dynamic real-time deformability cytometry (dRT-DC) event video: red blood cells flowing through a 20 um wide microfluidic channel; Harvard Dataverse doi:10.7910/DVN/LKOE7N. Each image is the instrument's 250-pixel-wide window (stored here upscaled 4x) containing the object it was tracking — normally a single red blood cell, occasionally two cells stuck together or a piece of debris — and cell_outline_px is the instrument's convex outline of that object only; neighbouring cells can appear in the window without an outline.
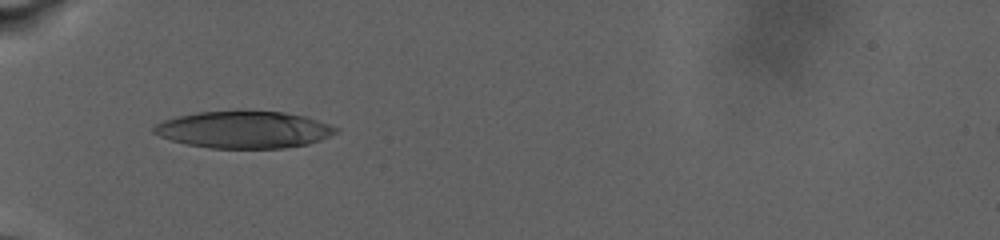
{"species": "human", "species_latin": "Homo sapiens", "temperature_condition": "warm", "stored_images_in_passage": 35, "camera_frame_rate_fps": 3000, "um_per_image_px": 0.085, "donor": {"sex": "male"}, "frame": {"image": 1, "passage_image": 1, "time_ms": 0.0, "image_size_px": [1000, 240], "cell_outline_px": [[340, 128], [336, 132], [320, 140], [308, 144], [284, 148], [208, 148], [188, 144], [172, 140], [160, 136], [152, 132], [152, 128], [156, 124], [164, 120], [176, 116], [196, 112], [240, 108], [284, 112], [304, 116]], "centroid_in_image_um": [20.7, 10.98], "position_along_channel_um": 64.3, "area_um2": 40.06}}
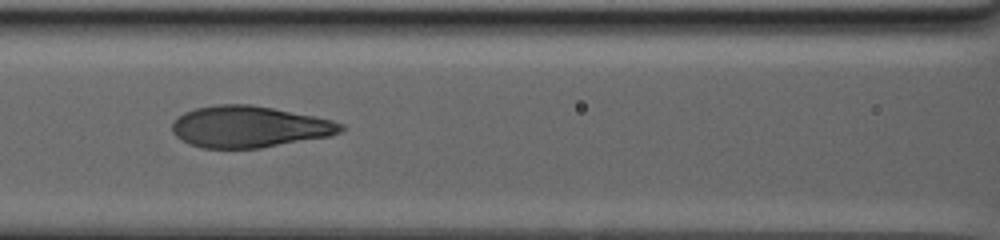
{"frame": {"image": 2, "passage_image": 23, "time_ms": 3.333, "image_size_px": [1000, 240], "cell_outline_px": [[344, 128], [340, 132], [332, 136], [260, 148], [200, 148], [188, 144], [180, 140], [172, 132], [172, 124], [184, 112], [196, 108], [216, 104], [252, 104], [332, 120], [344, 124]], "centroid_in_image_um": [21.17, 10.78], "position_along_channel_um": 145.4, "area_um2": 40.81}}
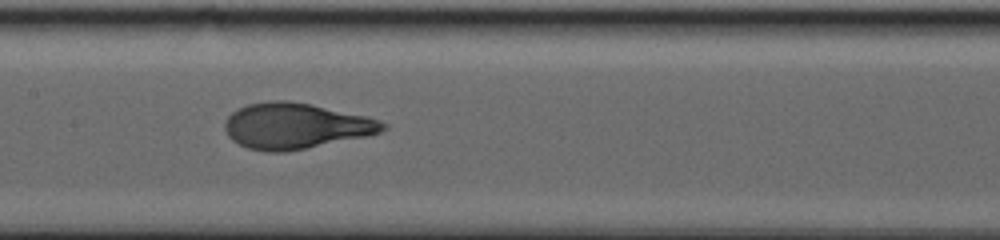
{"frame": {"image": 3, "passage_image": 34, "time_ms": 4.667, "image_size_px": [1000, 240], "cell_outline_px": [[388, 128], [380, 132], [364, 136], [284, 152], [268, 152], [248, 148], [232, 140], [228, 136], [224, 128], [224, 124], [228, 116], [232, 112], [248, 104], [268, 100], [288, 100], [312, 104], [364, 116], [388, 124]], "centroid_in_image_um": [25.08, 10.69], "position_along_channel_um": 182.3, "area_um2": 41.67}}